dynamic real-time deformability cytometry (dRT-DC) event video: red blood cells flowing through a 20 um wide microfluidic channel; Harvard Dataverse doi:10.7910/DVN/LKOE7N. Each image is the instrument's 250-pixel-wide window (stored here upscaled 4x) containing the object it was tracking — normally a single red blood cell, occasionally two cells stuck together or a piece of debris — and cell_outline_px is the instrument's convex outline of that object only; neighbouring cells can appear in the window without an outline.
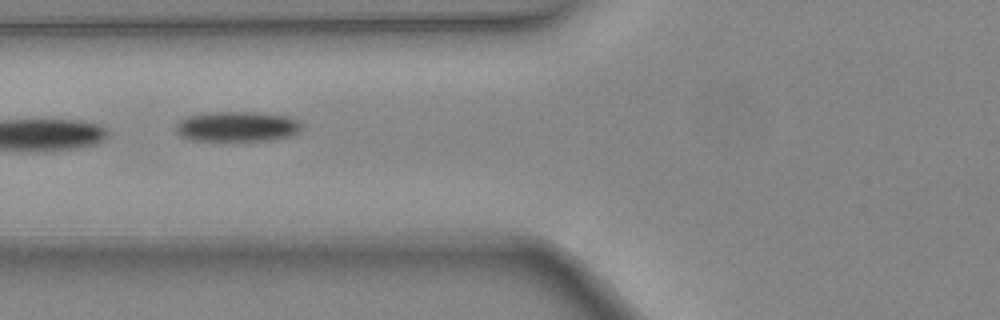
{"species": "common noctule bat (a hibernating species)", "species_latin": "Nyctalus noctula", "temperature_condition": "warm", "stored_images_in_passage": 6, "camera_frame_rate_fps": 3000, "um_per_image_px": 0.085, "animal": {"sex": "female", "body_mass_g": 24.6, "forearm_length_mm": 56.2}, "frame": {"image": 1, "passage_image": 5, "time_ms": 1.333, "image_size_px": [1000, 320], "cell_outline_px": [[300, 132], [292, 136], [268, 140], [192, 140], [180, 136], [176, 132], [176, 124], [180, 120], [188, 116], [208, 112], [256, 112], [288, 116], [296, 120], [300, 124]], "centroid_in_image_um": [20.14, 10.75], "position_along_channel_um": 105.7, "area_um2": 22.02}}
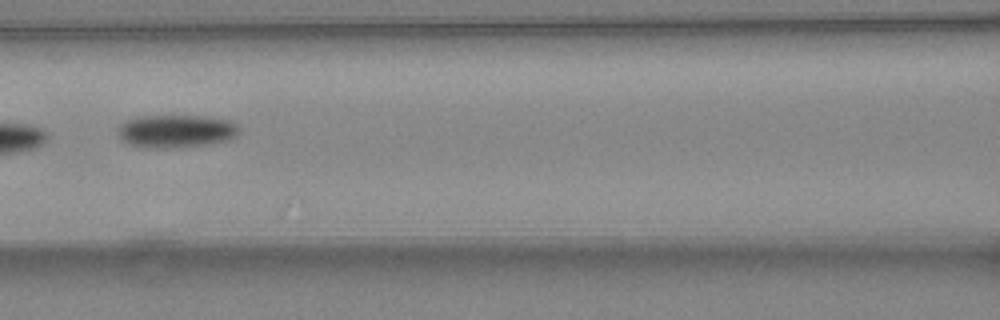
{"frame": {"image": 2, "passage_image": 6, "time_ms": 1.667, "image_size_px": [1000, 320], "cell_outline_px": [[240, 132], [232, 140], [208, 144], [172, 148], [148, 148], [128, 144], [120, 140], [116, 132], [116, 128], [120, 124], [136, 116], [200, 116], [228, 120], [236, 124], [240, 128]], "centroid_in_image_um": [14.94, 11.16], "position_along_channel_um": 151.7, "area_um2": 23.64}}